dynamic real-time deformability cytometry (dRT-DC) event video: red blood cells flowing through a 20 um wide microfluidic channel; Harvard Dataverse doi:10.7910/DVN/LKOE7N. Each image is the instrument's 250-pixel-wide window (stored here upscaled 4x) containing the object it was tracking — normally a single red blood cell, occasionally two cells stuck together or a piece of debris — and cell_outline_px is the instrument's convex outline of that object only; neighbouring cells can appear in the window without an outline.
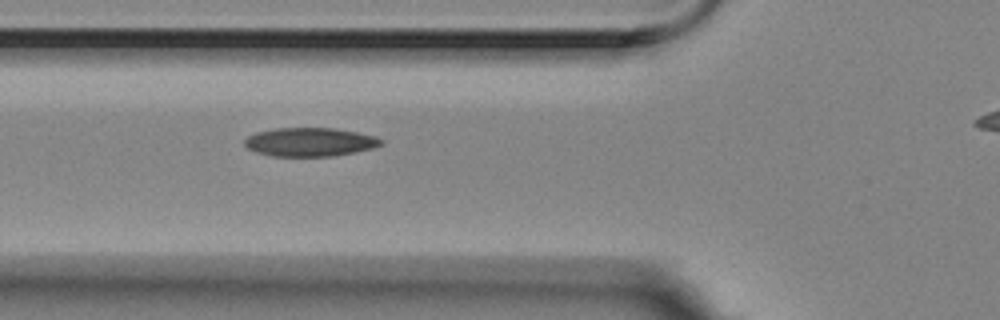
{"species": "Egyptian fruit bat (a non-hibernating species)", "species_latin": "Rousettus aegyptiacus", "temperature_condition": "room temperature", "stored_images_in_passage": 3, "segment_of_instrument_passage": [1, 2], "camera_frame_rate_fps": 3000, "um_per_image_px": 0.085, "animal": {"sex": "female"}, "frame": {"image": 1, "passage_image": 2, "time_ms": 0.333, "image_size_px": [1000, 320], "cell_outline_px": [[384, 144], [372, 148], [356, 152], [336, 156], [272, 156], [256, 152], [248, 148], [244, 144], [244, 140], [248, 136], [256, 132], [276, 128], [336, 128], [376, 136], [384, 140]], "centroid_in_image_um": [26.37, 12.07], "position_along_channel_um": 99.4, "area_um2": 22.95}}